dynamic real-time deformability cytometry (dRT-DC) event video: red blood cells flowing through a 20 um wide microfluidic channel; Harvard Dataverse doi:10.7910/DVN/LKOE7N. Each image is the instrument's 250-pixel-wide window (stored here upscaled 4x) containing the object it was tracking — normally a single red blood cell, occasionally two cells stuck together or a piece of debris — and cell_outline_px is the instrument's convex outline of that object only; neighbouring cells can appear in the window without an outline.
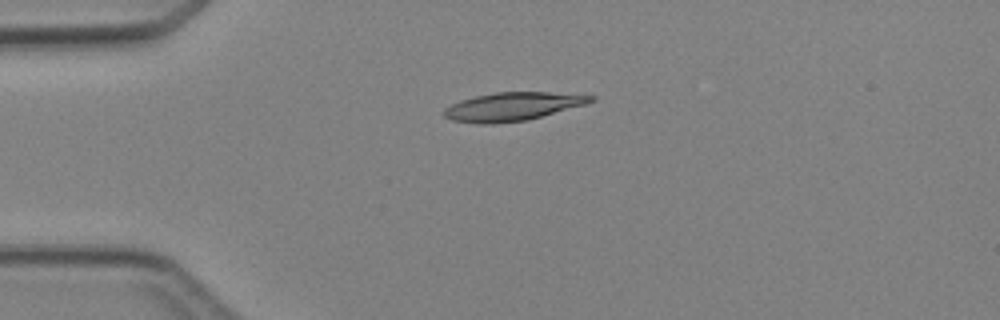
{"species": "Egyptian fruit bat (a non-hibernating species)", "species_latin": "Rousettus aegyptiacus", "temperature_condition": "cold", "stored_images_in_passage": 4, "camera_frame_rate_fps": 3000, "um_per_image_px": 0.085, "animal": {"sex": "female"}, "frame": {"image": 1, "passage_image": 1, "time_ms": 0.0, "image_size_px": [1000, 320], "cell_outline_px": [[596, 100], [588, 104], [528, 120], [492, 124], [476, 124], [452, 120], [444, 116], [444, 108], [460, 100], [476, 96], [496, 92], [548, 92], [596, 96]], "centroid_in_image_um": [43.59, 9.06], "position_along_channel_um": 41.4, "area_um2": 24.39}}
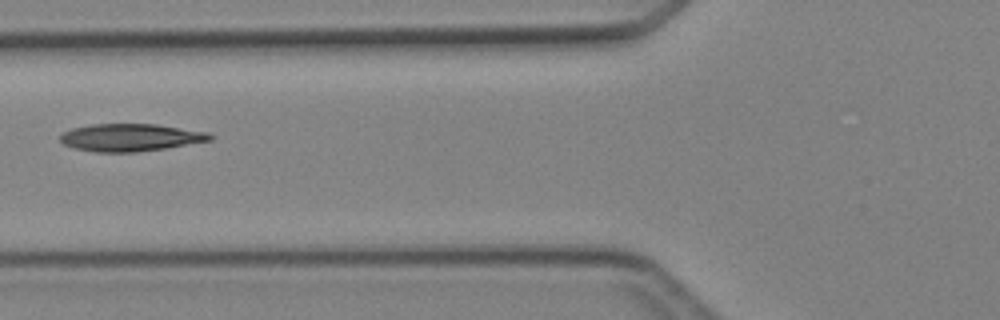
{"frame": {"image": 2, "passage_image": 3, "time_ms": 2.333, "image_size_px": [1000, 320], "cell_outline_px": [[212, 140], [164, 148], [136, 152], [96, 152], [76, 148], [64, 144], [60, 140], [60, 136], [64, 132], [72, 128], [92, 124], [156, 124], [208, 132], [212, 136]], "centroid_in_image_um": [11.08, 11.68], "position_along_channel_um": 114.7, "area_um2": 23.76}}
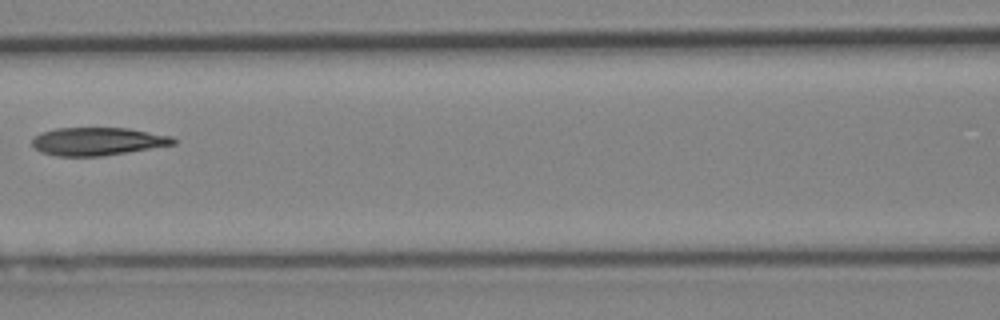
{"frame": {"image": 3, "passage_image": 4, "time_ms": 3.333, "image_size_px": [1000, 320], "cell_outline_px": [[176, 144], [100, 156], [56, 156], [40, 152], [32, 144], [32, 140], [40, 132], [56, 128], [128, 128], [172, 136], [176, 140]], "centroid_in_image_um": [8.28, 12.01], "position_along_channel_um": 158.3, "area_um2": 22.89}}